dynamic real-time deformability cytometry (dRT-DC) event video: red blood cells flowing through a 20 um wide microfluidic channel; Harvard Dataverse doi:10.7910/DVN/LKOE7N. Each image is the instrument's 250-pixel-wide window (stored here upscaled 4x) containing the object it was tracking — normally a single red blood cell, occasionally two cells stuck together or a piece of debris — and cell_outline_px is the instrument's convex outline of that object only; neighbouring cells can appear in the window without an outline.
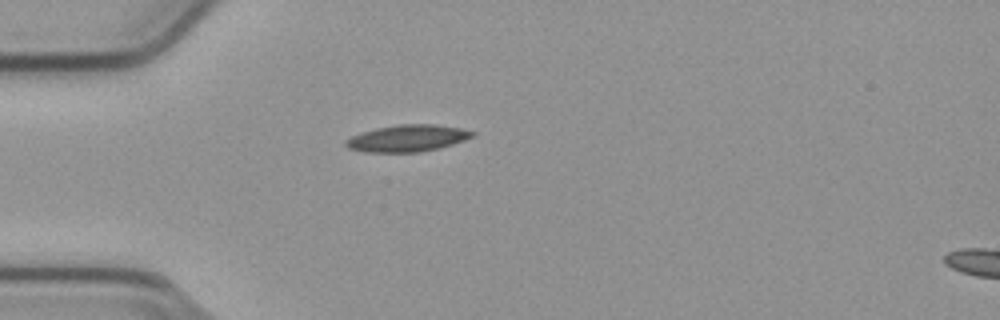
{"species": "common noctule bat (a hibernating species)", "species_latin": "Nyctalus noctula", "temperature_condition": "cold", "stored_images_in_passage": 40, "camera_frame_rate_fps": 3000, "um_per_image_px": 0.085, "animal": {"sex": "male", "body_mass_g": 23.1, "forearm_length_mm": 52.7}, "frame": {"image": 1, "passage_image": 1, "time_ms": 0.0, "image_size_px": [1000, 320], "cell_outline_px": [[476, 136], [452, 144], [420, 152], [368, 152], [348, 148], [344, 144], [344, 140], [360, 132], [376, 128], [396, 124], [436, 124], [460, 128], [476, 132]], "centroid_in_image_um": [34.62, 11.74], "position_along_channel_um": 50.4, "area_um2": 19.83}}
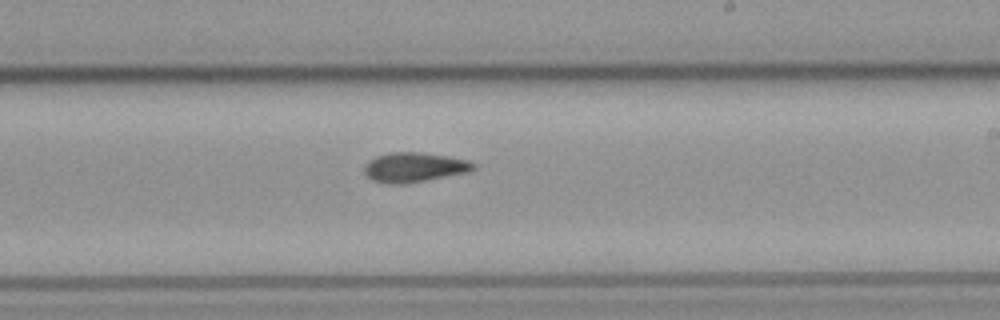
{"frame": {"image": 2, "passage_image": 18, "time_ms": 5.667, "image_size_px": [1000, 320], "cell_outline_px": [[476, 168], [468, 172], [404, 184], [388, 184], [372, 180], [364, 172], [364, 164], [368, 160], [376, 156], [388, 152], [420, 152], [448, 156], [468, 160], [476, 164]], "centroid_in_image_um": [35.19, 14.21], "position_along_channel_um": 253.8, "area_um2": 18.96}}
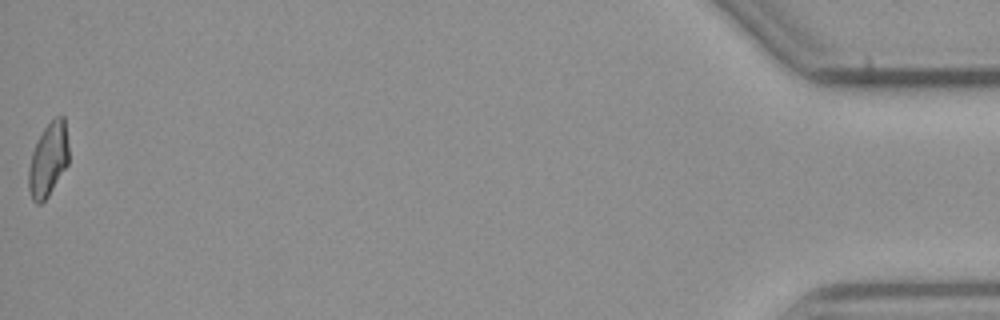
{"frame": {"image": 3, "passage_image": 40, "time_ms": 13.0, "image_size_px": [1000, 320], "cell_outline_px": [[68, 164], [48, 196], [40, 204], [36, 204], [32, 200], [28, 188], [28, 168], [32, 152], [44, 128], [56, 116], [64, 116], [68, 148]], "centroid_in_image_um": [4.09, 13.6], "position_along_channel_um": 431.1, "area_um2": 17.05}, "authors_computed_cell_mechanics": {"area_um2": 18.1492, "velocity_mm_per_s": 3.7957, "shape_relaxation_time_tau1_ms": 6.1804, "shape_relaxation_time_tau2_ms": 4.4781, "deformation_change_tau1": 0.1578, "deformation_change_tau2": 0.1132}}